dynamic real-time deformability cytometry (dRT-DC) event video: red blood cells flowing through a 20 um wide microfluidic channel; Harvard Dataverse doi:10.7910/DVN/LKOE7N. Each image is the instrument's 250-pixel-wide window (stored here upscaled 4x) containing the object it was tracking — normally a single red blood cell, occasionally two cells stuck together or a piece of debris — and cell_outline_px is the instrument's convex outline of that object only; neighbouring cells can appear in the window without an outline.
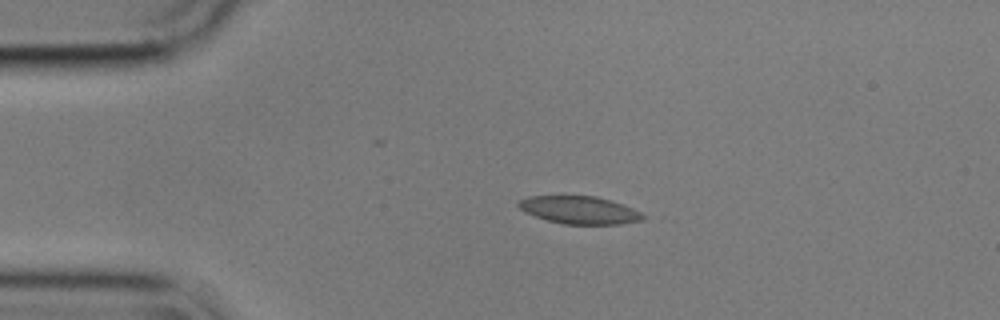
{"species": "common noctule bat (a hibernating species)", "species_latin": "Nyctalus noctula", "temperature_condition": "cold", "stored_images_in_passage": 45, "camera_frame_rate_fps": 3000, "um_per_image_px": 0.085, "animal": {"sex": "male", "body_mass_g": 17.9}, "frame": {"image": 1, "passage_image": 1, "time_ms": 0.0, "image_size_px": [1000, 320], "cell_outline_px": [[648, 216], [644, 220], [620, 224], [564, 224], [548, 220], [524, 212], [516, 204], [520, 200], [528, 196], [596, 196], [632, 208]], "centroid_in_image_um": [49.26, 17.86], "position_along_channel_um": 35.7, "area_um2": 19.94}}
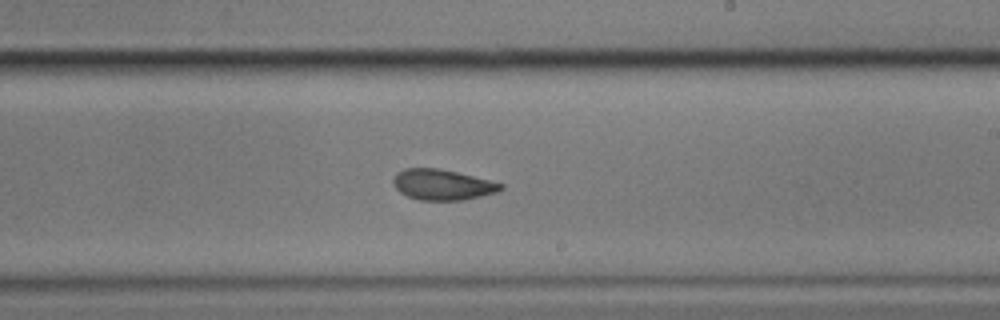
{"frame": {"image": 2, "passage_image": 22, "time_ms": 7.0, "image_size_px": [1000, 320], "cell_outline_px": [[504, 188], [496, 192], [464, 200], [420, 200], [408, 196], [400, 192], [396, 188], [392, 180], [396, 172], [404, 168], [440, 168], [504, 184]], "centroid_in_image_um": [37.57, 15.69], "position_along_channel_um": 251.4, "area_um2": 19.07}}
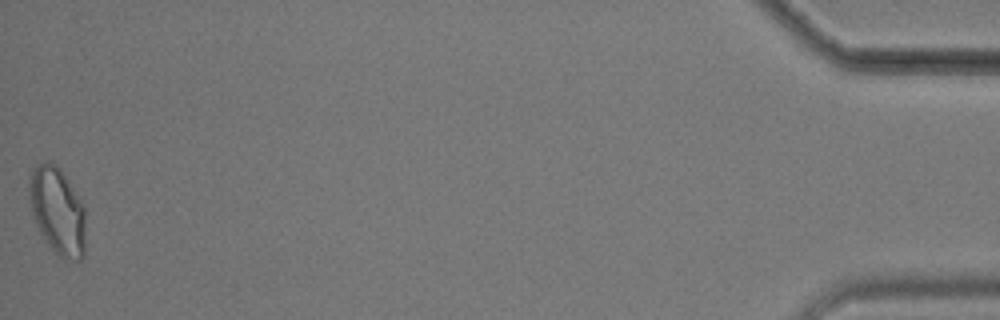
{"frame": {"image": 3, "passage_image": 45, "time_ms": 14.667, "image_size_px": [1000, 320], "cell_outline_px": [[84, 256], [80, 260], [64, 260], [48, 244], [40, 232], [36, 224], [28, 192], [28, 188], [32, 168], [44, 160], [48, 160], [60, 168], [84, 204]], "centroid_in_image_um": [4.89, 17.9], "position_along_channel_um": 430.3, "area_um2": 28.55}, "authors_computed_cell_mechanics": {"area_um2": 19.941, "velocity_mm_per_s": 3.5696, "shape_relaxation_time_tau1_ms": null, "shape_relaxation_time_tau2_ms": 2.1428, "deformation_change_tau1": null, "deformation_change_tau2": 0.0807}}